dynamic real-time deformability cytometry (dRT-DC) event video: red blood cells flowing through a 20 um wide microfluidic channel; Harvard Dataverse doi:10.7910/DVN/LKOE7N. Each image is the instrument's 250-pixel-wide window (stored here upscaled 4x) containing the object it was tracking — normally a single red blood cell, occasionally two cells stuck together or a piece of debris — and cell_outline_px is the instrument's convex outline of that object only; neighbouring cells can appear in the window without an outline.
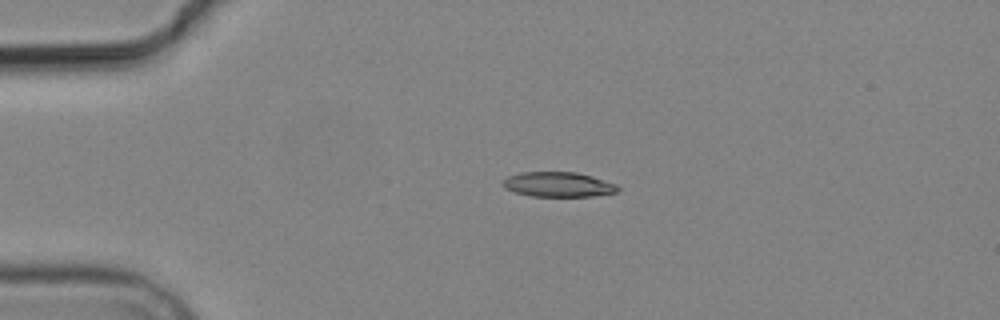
{"species": "common noctule bat (a hibernating species)", "species_latin": "Nyctalus noctula", "temperature_condition": "cold", "stored_images_in_passage": 6, "camera_frame_rate_fps": 3000, "um_per_image_px": 0.085, "animal": {"sex": "male", "body_mass_g": 19.2, "forearm_length_mm": 51.8}, "frame": {"image": 1, "passage_image": 4, "time_ms": 3.333, "image_size_px": [1000, 320], "cell_outline_px": [[620, 188], [616, 192], [592, 196], [532, 196], [516, 192], [504, 188], [500, 184], [508, 176], [520, 172], [576, 172], [592, 176], [616, 184]], "centroid_in_image_um": [47.43, 15.67], "position_along_channel_um": 37.6, "area_um2": 16.59}}
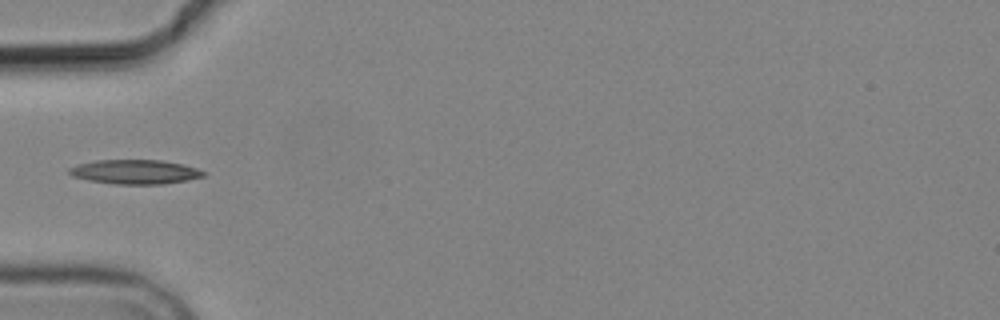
{"frame": {"image": 2, "passage_image": 5, "time_ms": 5.333, "image_size_px": [1000, 320], "cell_outline_px": [[208, 172], [204, 176], [188, 180], [164, 184], [112, 184], [88, 180], [72, 176], [68, 172], [68, 168], [76, 164], [96, 160], [160, 160], [184, 164]], "centroid_in_image_um": [11.48, 14.61], "position_along_channel_um": 73.5, "area_um2": 19.25}}
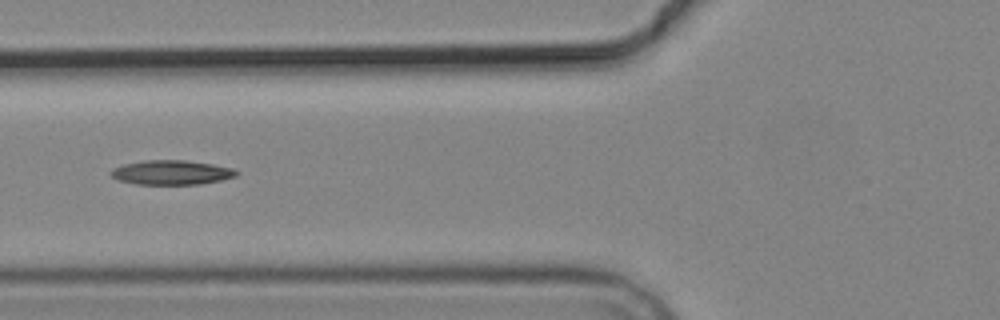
{"frame": {"image": 3, "passage_image": 6, "time_ms": 6.333, "image_size_px": [1000, 320], "cell_outline_px": [[240, 172], [236, 176], [220, 180], [200, 184], [136, 184], [120, 180], [112, 176], [108, 172], [112, 168], [124, 164], [144, 160], [184, 160], [212, 164], [232, 168]], "centroid_in_image_um": [14.56, 14.65], "position_along_channel_um": 111.2, "area_um2": 17.8}}